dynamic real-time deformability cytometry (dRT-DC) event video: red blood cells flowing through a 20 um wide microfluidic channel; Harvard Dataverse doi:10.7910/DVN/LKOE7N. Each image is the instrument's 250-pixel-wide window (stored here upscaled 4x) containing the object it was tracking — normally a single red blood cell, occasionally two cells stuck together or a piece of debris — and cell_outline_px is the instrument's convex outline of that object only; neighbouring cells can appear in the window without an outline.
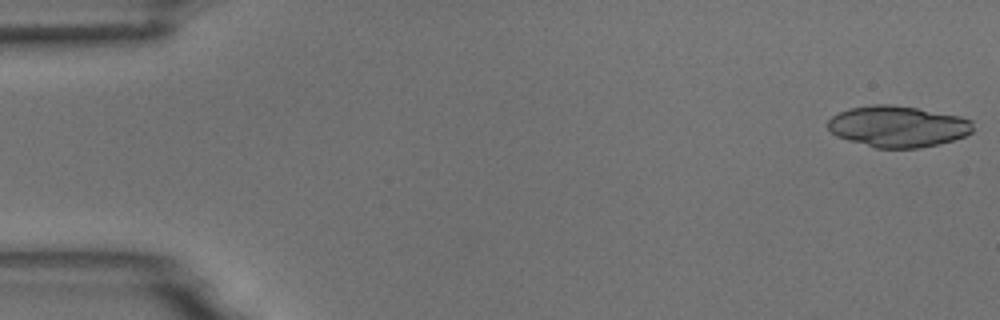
{"species": "common noctule bat (a hibernating species)", "species_latin": "Nyctalus noctula", "temperature_condition": "room temperature", "stored_images_in_passage": 53, "camera_frame_rate_fps": 3000, "um_per_image_px": 0.085, "animal": {"sex": "male", "body_mass_g": 18.8}, "frame": {"image": 1, "passage_image": 1, "time_ms": 0.0, "image_size_px": [1000, 320], "cell_outline_px": [[972, 132], [964, 136], [952, 140], [920, 148], [876, 148], [848, 140], [836, 136], [828, 128], [828, 120], [832, 116], [848, 108], [872, 104], [892, 104], [916, 108], [960, 116], [972, 120]], "centroid_in_image_um": [76.29, 10.74], "position_along_channel_um": 8.7, "area_um2": 34.8}}
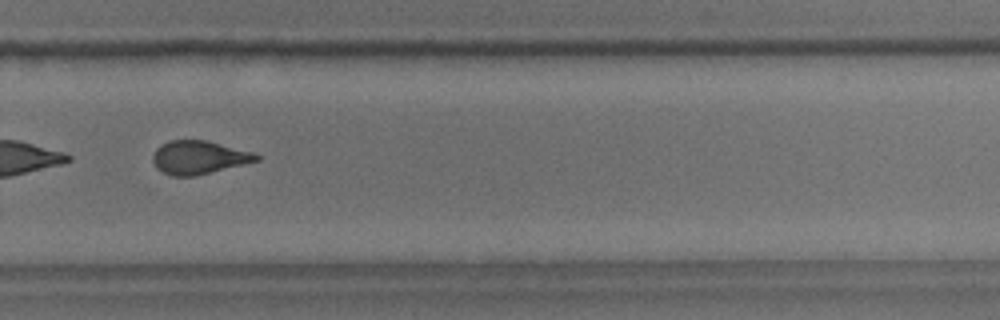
{"frame": {"image": 2, "passage_image": 37, "time_ms": 12.0, "image_size_px": [1000, 320], "cell_outline_px": [[260, 160], [192, 176], [172, 176], [156, 168], [152, 160], [152, 156], [156, 148], [160, 144], [172, 140], [208, 140], [256, 152], [260, 156]], "centroid_in_image_um": [16.91, 13.35], "position_along_channel_um": 312.9, "area_um2": 20.17}, "authors_computed_cell_mechanics": {"area_um2": 21.2126, "velocity_mm_per_s": 3.7315, "shape_relaxation_time_tau1_ms": 7.1721, "shape_relaxation_time_tau2_ms": 1.4515, "deformation_change_tau1": 0.1801, "deformation_change_tau2": 0.0896}}